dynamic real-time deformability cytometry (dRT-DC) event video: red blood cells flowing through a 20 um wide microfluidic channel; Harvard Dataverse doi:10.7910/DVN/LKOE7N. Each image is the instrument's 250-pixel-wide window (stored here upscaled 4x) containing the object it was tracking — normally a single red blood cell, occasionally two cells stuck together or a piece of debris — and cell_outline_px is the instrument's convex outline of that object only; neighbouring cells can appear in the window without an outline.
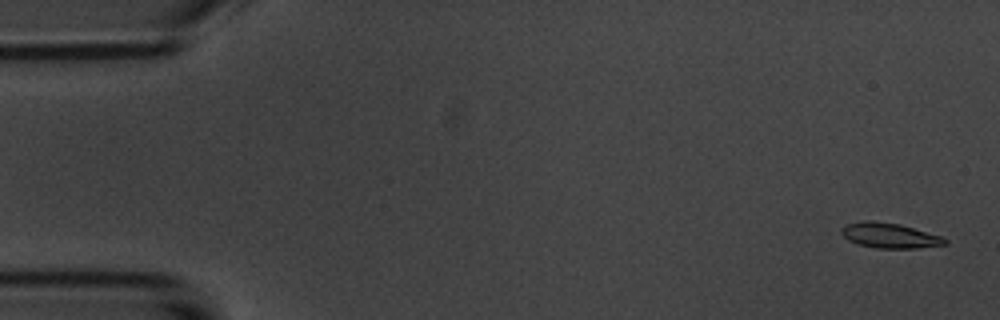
{"species": "common noctule bat (a hibernating species)", "species_latin": "Nyctalus noctula", "temperature_condition": "room temperature", "stored_images_in_passage": 5, "camera_frame_rate_fps": 3000, "um_per_image_px": 0.085, "animal": {"sex": "male", "body_mass_g": 20.1, "forearm_length_mm": 53.5}, "frame": {"image": 1, "passage_image": 1, "time_ms": 0.0, "image_size_px": [1000, 320], "cell_outline_px": [[948, 244], [920, 248], [876, 248], [856, 244], [848, 240], [840, 232], [840, 228], [848, 224], [864, 220], [872, 220], [900, 224], [940, 236], [948, 240]], "centroid_in_image_um": [75.6, 20.02], "position_along_channel_um": 9.4, "area_um2": 15.2}}
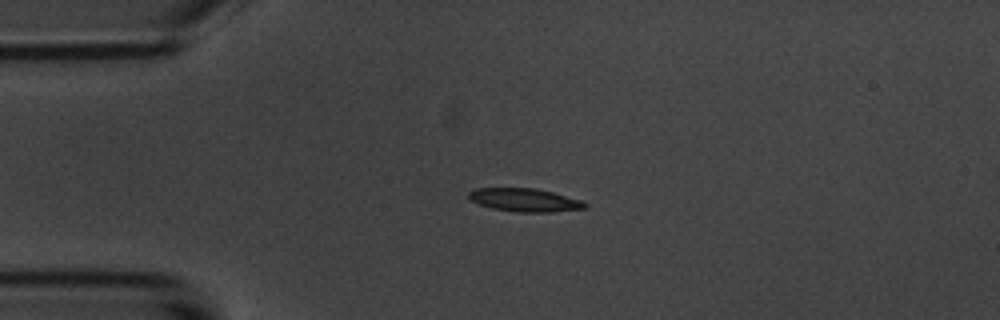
{"frame": {"image": 2, "passage_image": 4, "time_ms": 3.667, "image_size_px": [1000, 320], "cell_outline_px": [[588, 204], [584, 208], [552, 212], [516, 212], [492, 208], [480, 204], [472, 200], [468, 196], [468, 192], [476, 188], [532, 188], [552, 192], [580, 200]], "centroid_in_image_um": [44.58, 17.0], "position_along_channel_um": 40.4, "area_um2": 15.49}}